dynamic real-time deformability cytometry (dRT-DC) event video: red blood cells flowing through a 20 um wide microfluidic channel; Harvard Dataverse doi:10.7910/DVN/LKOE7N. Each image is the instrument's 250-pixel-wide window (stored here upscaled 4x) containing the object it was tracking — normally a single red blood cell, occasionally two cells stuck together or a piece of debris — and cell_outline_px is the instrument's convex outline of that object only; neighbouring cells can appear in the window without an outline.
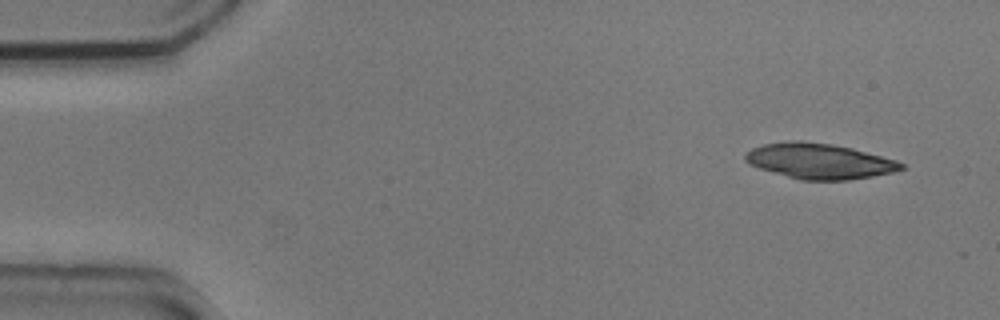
{"species": "common noctule bat (a hibernating species)", "species_latin": "Nyctalus noctula", "temperature_condition": "cold", "stored_images_in_passage": 4, "camera_frame_rate_fps": 3000, "um_per_image_px": 0.085, "animal": {"sex": "male", "body_mass_g": 20.5, "forearm_length_mm": 52.5}, "frame": {"image": 1, "passage_image": 1, "time_ms": 0.0, "image_size_px": [1000, 320], "cell_outline_px": [[908, 168], [896, 172], [848, 180], [800, 180], [760, 168], [748, 164], [744, 160], [744, 156], [752, 148], [764, 144], [788, 140], [800, 140], [832, 144], [852, 148], [896, 160], [904, 164]], "centroid_in_image_um": [69.67, 13.69], "position_along_channel_um": 15.3, "area_um2": 32.31}}